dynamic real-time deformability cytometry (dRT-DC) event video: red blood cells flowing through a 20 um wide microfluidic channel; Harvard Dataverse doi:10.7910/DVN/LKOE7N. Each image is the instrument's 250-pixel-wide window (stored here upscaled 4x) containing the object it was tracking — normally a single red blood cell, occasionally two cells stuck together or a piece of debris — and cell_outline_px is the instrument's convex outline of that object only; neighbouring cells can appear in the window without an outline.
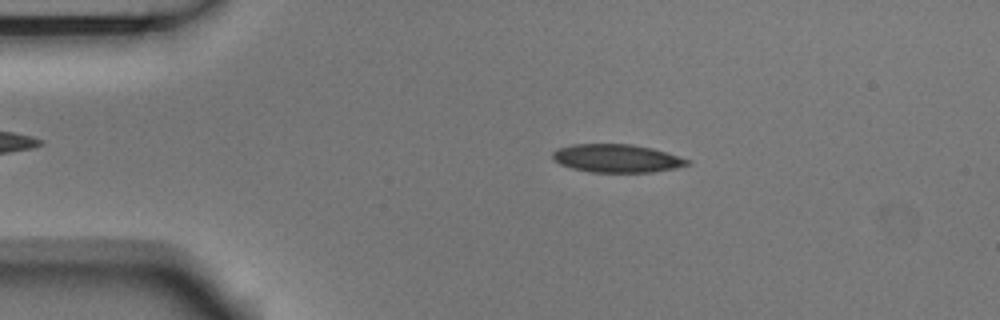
{"species": "Egyptian fruit bat (a non-hibernating species)", "species_latin": "Rousettus aegyptiacus", "temperature_condition": "room temperature", "stored_images_in_passage": 53, "camera_frame_rate_fps": 3000, "um_per_image_px": 0.085, "animal": {"sex": "male"}, "frame": {"image": 1, "passage_image": 10, "time_ms": 3.0, "image_size_px": [1000, 320], "cell_outline_px": [[692, 164], [676, 168], [652, 172], [592, 172], [572, 168], [560, 164], [552, 156], [552, 152], [556, 148], [572, 144], [632, 144], [652, 148], [692, 160]], "centroid_in_image_um": [52.45, 13.45], "position_along_channel_um": 32.5, "area_um2": 22.2}}
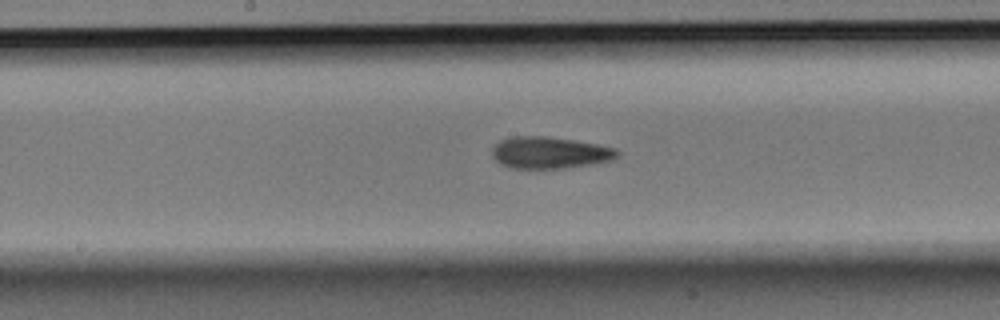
{"frame": {"image": 2, "passage_image": 27, "time_ms": 8.667, "image_size_px": [1000, 320], "cell_outline_px": [[620, 156], [612, 160], [564, 168], [508, 168], [500, 164], [492, 156], [492, 148], [500, 140], [512, 136], [544, 136], [572, 140], [596, 144], [616, 148], [620, 152]], "centroid_in_image_um": [46.71, 12.97], "position_along_channel_um": 201.5, "area_um2": 23.12}}
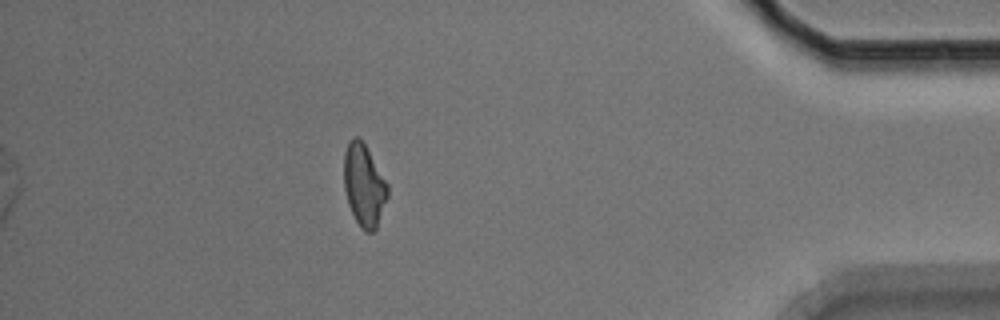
{"frame": {"image": 3, "passage_image": 47, "time_ms": 15.333, "image_size_px": [1000, 320], "cell_outline_px": [[388, 196], [376, 228], [372, 232], [364, 232], [360, 228], [348, 204], [344, 188], [344, 152], [348, 140], [352, 136], [360, 136], [388, 184]], "centroid_in_image_um": [30.93, 15.71], "position_along_channel_um": 404.3, "area_um2": 21.04}, "authors_computed_cell_mechanics": {"area_um2": 22.1952, "velocity_mm_per_s": 3.7227, "shape_relaxation_time_tau1_ms": 7.2739, "shape_relaxation_time_tau2_ms": 5.4203, "deformation_change_tau1": 0.1585, "deformation_change_tau2": 0.1446}}